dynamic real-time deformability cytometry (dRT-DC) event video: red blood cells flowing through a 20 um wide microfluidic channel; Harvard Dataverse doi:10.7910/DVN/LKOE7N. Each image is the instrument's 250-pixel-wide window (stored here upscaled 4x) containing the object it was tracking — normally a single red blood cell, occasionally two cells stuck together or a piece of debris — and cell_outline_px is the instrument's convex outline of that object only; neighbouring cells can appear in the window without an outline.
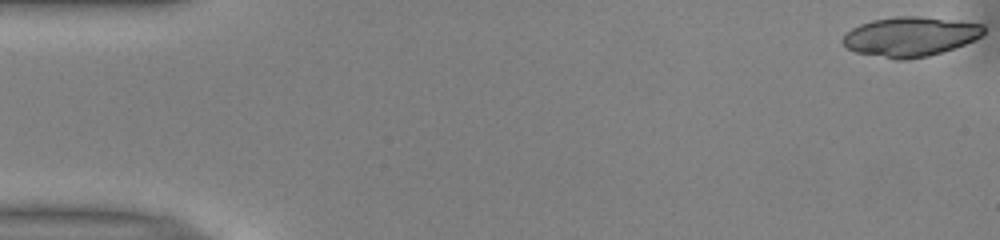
{"species": "common noctule bat (a hibernating species)", "species_latin": "Nyctalus noctula", "temperature_condition": "warm", "stored_images_in_passage": 42, "camera_frame_rate_fps": 3000, "um_per_image_px": 0.085, "animal": {"sex": "male", "body_mass_g": 13.0, "forearm_length_mm": 53.1}, "frame": {"image": 1, "passage_image": 1, "time_ms": 0.0, "image_size_px": [1000, 240], "cell_outline_px": [[984, 32], [980, 36], [964, 44], [928, 56], [904, 60], [896, 60], [856, 52], [848, 48], [840, 40], [852, 28], [860, 24], [872, 20], [896, 16], [920, 16], [984, 24]], "centroid_in_image_um": [77.34, 3.11], "position_along_channel_um": 7.7, "area_um2": 32.25}, "authors_computed_cell_mechanics": {"area_um2": 19.363, "velocity_mm_per_s": 3.9705, "shape_relaxation_time_tau1_ms": 5.8005, "shape_relaxation_time_tau2_ms": 4.2761, "deformation_change_tau1": 0.1362, "deformation_change_tau2": 0.1278}}